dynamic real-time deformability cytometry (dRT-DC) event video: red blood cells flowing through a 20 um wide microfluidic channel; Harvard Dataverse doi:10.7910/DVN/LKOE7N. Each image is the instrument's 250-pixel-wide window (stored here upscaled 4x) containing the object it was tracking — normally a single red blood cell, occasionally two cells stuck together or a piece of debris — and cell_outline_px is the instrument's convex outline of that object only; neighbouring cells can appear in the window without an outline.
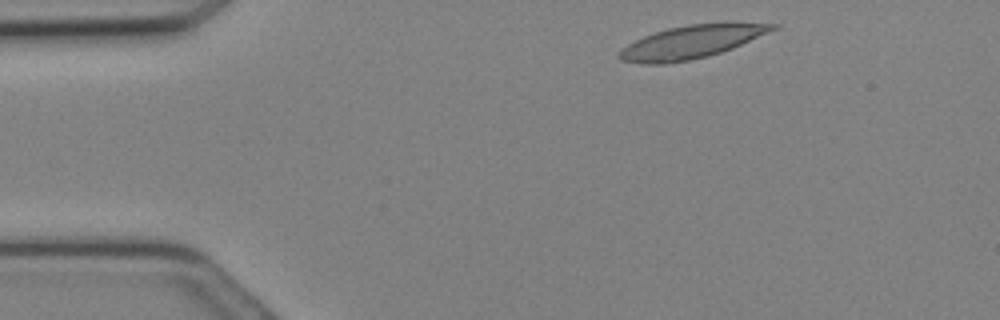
{"species": "Egyptian fruit bat (a non-hibernating species)", "species_latin": "Rousettus aegyptiacus", "temperature_condition": "cold", "stored_images_in_passage": 8, "camera_frame_rate_fps": 3000, "um_per_image_px": 0.085, "animal": {"sex": "female"}, "frame": {"image": 1, "passage_image": 2, "time_ms": 0.333, "image_size_px": [1000, 320], "cell_outline_px": [[780, 24], [776, 28], [732, 48], [708, 56], [692, 60], [664, 64], [644, 64], [620, 60], [616, 56], [628, 44], [644, 36], [668, 28], [688, 24], [724, 20], [728, 20]], "centroid_in_image_um": [58.82, 3.52], "position_along_channel_um": 26.2, "area_um2": 29.94}}
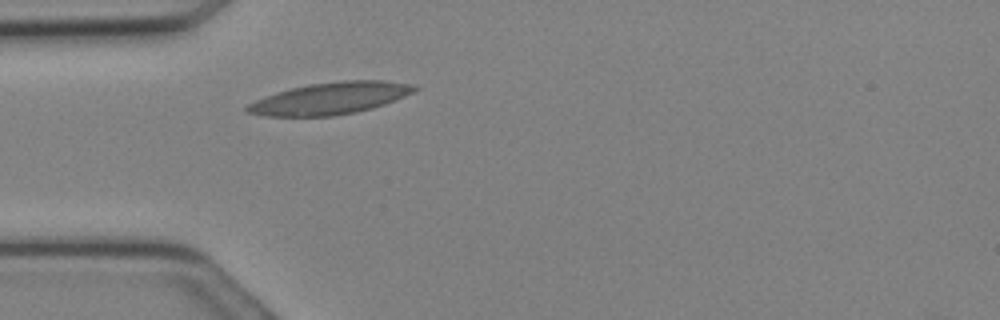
{"frame": {"image": 2, "passage_image": 6, "time_ms": 1.667, "image_size_px": [1000, 320], "cell_outline_px": [[420, 88], [396, 100], [372, 108], [356, 112], [332, 116], [264, 116], [244, 112], [244, 108], [248, 104], [256, 100], [276, 92], [308, 84], [344, 80], [384, 80], [412, 84]], "centroid_in_image_um": [28.05, 8.36], "position_along_channel_um": 56.9, "area_um2": 31.1}}
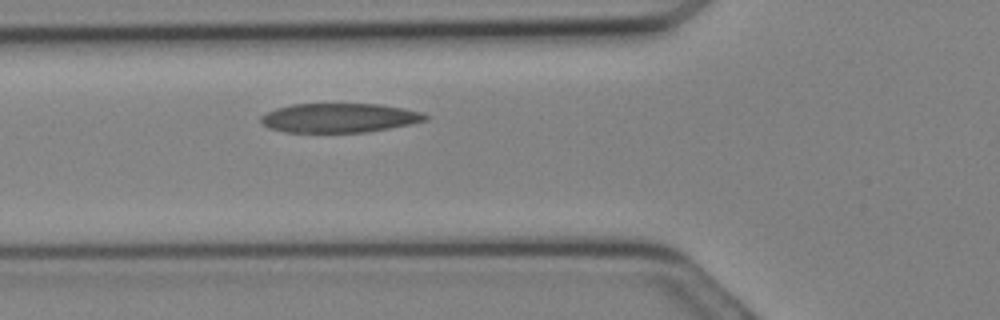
{"frame": {"image": 3, "passage_image": 8, "time_ms": 2.333, "image_size_px": [1000, 320], "cell_outline_px": [[432, 116], [428, 120], [412, 124], [368, 132], [284, 132], [268, 128], [260, 120], [260, 116], [276, 108], [292, 104], [380, 104], [404, 108], [420, 112]], "centroid_in_image_um": [28.88, 10.02], "position_along_channel_um": 96.9, "area_um2": 28.21}}